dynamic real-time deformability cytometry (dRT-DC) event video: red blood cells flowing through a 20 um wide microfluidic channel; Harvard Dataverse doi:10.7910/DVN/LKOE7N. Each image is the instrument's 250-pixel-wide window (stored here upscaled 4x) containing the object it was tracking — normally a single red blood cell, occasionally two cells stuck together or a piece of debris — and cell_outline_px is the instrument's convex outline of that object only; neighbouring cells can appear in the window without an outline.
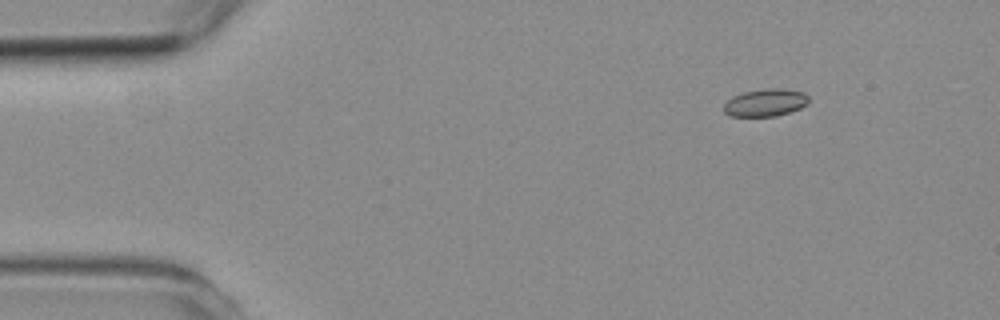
{"species": "common noctule bat (a hibernating species)", "species_latin": "Nyctalus noctula", "temperature_condition": "room temperature", "stored_images_in_passage": 3, "camera_frame_rate_fps": 3000, "um_per_image_px": 0.085, "animal": {"sex": "female", "body_mass_g": 19.3, "forearm_length_mm": 54.1}, "frame": {"image": 1, "passage_image": 1, "time_ms": 0.0, "image_size_px": [1000, 320], "cell_outline_px": [[808, 104], [800, 108], [776, 116], [732, 116], [724, 112], [724, 104], [732, 96], [744, 92], [768, 88], [780, 88], [804, 92], [808, 96]], "centroid_in_image_um": [65.07, 8.72], "position_along_channel_um": 19.9, "area_um2": 13.53}}